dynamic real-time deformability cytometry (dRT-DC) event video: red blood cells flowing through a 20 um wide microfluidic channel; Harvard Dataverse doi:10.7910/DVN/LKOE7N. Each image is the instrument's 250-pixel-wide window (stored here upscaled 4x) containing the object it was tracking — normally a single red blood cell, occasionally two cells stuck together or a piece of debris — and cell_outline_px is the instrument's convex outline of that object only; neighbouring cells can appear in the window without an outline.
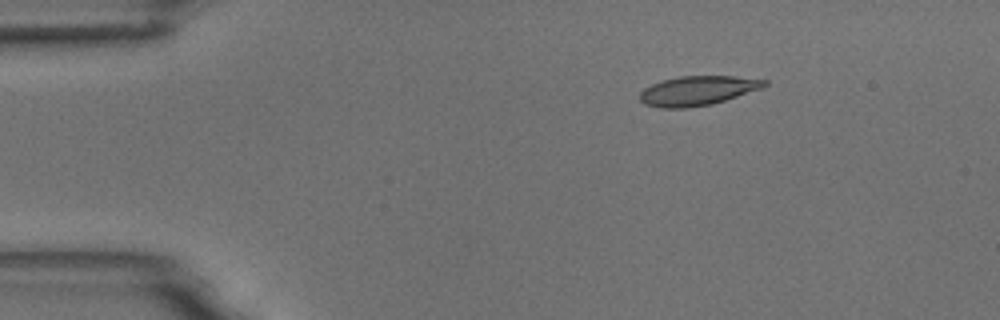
{"species": "common noctule bat (a hibernating species)", "species_latin": "Nyctalus noctula", "temperature_condition": "room temperature", "stored_images_in_passage": 2, "camera_frame_rate_fps": 3000, "um_per_image_px": 0.085, "animal": {"sex": "male", "body_mass_g": 18.8}, "frame": {"image": 1, "passage_image": 1, "time_ms": 0.0, "image_size_px": [1000, 320], "cell_outline_px": [[768, 84], [764, 88], [712, 104], [688, 108], [660, 108], [644, 104], [640, 100], [640, 92], [644, 88], [660, 80], [676, 76], [732, 76], [768, 80]], "centroid_in_image_um": [59.29, 7.7], "position_along_channel_um": 25.7, "area_um2": 21.62}}